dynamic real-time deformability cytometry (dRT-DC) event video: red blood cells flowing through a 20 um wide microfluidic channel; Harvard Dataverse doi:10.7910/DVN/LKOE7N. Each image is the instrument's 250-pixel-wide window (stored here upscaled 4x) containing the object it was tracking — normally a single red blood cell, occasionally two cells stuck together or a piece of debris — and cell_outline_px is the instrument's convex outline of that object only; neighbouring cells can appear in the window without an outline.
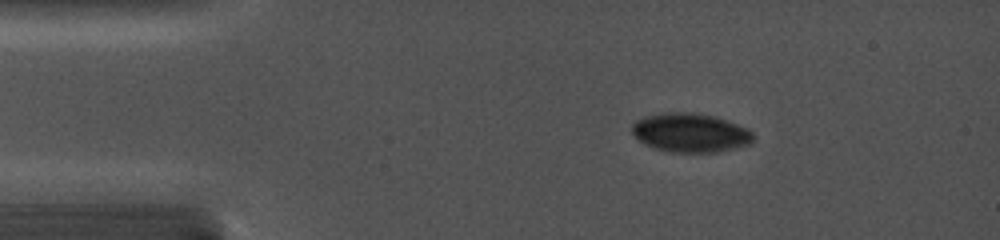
{"species": "common noctule bat (a hibernating species)", "species_latin": "Nyctalus noctula", "temperature_condition": "cold", "stored_images_in_passage": 6, "camera_frame_rate_fps": 5000, "um_per_image_px": 0.085, "animal": {"sex": "female", "body_mass_g": 19.0, "forearm_length_mm": 56.7}, "frame": {"image": 1, "passage_image": 2, "time_ms": 1.2, "image_size_px": [1000, 240], "cell_outline_px": [[756, 136], [752, 144], [720, 152], [668, 152], [652, 148], [644, 144], [632, 132], [632, 124], [636, 120], [644, 116], [664, 112], [692, 112], [716, 116], [728, 120], [748, 128]], "centroid_in_image_um": [58.72, 11.28], "position_along_channel_um": 26.3, "area_um2": 28.09}}
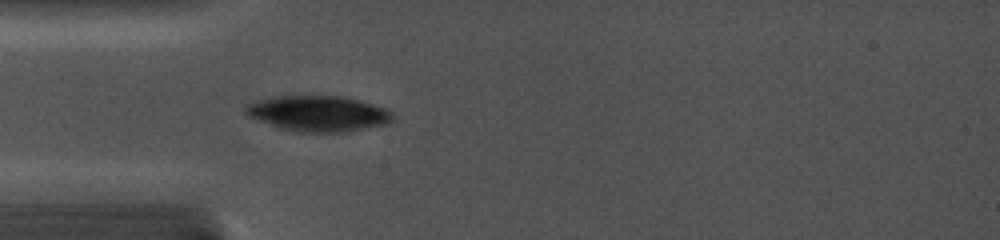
{"frame": {"image": 2, "passage_image": 4, "time_ms": 3.4, "image_size_px": [1000, 240], "cell_outline_px": [[396, 120], [388, 124], [344, 132], [296, 132], [280, 128], [260, 120], [244, 112], [244, 108], [248, 104], [260, 100], [276, 96], [344, 96], [360, 100], [388, 108], [396, 116]], "centroid_in_image_um": [27.17, 9.65], "position_along_channel_um": 57.8, "area_um2": 30.63}}